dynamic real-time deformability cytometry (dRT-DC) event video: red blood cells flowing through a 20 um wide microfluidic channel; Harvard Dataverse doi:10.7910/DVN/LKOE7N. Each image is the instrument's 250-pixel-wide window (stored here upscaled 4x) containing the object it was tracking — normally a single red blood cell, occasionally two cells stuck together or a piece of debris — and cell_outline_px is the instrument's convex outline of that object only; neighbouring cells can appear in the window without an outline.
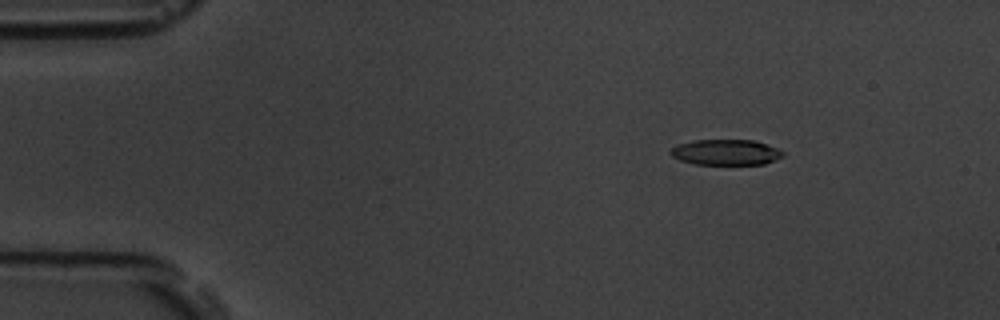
{"species": "common noctule bat (a hibernating species)", "species_latin": "Nyctalus noctula", "temperature_condition": "room temperature", "stored_images_in_passage": 58, "camera_frame_rate_fps": 3000, "um_per_image_px": 0.085, "animal": {"sex": "male", "body_mass_g": 19.5, "forearm_length_mm": 54.6}, "frame": {"image": 1, "passage_image": 9, "time_ms": 2.667, "image_size_px": [1000, 320], "cell_outline_px": [[784, 156], [764, 164], [692, 164], [680, 160], [672, 156], [668, 152], [676, 144], [696, 140], [752, 140], [776, 148], [784, 152]], "centroid_in_image_um": [61.65, 12.94], "position_along_channel_um": 23.3, "area_um2": 16.7}}
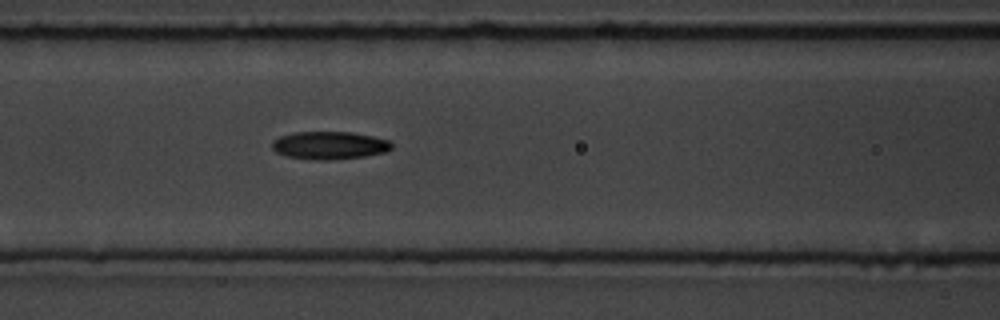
{"frame": {"image": 2, "passage_image": 25, "time_ms": 8.0, "image_size_px": [1000, 320], "cell_outline_px": [[392, 148], [388, 152], [364, 156], [328, 160], [316, 160], [284, 156], [276, 152], [272, 148], [272, 140], [280, 136], [292, 132], [352, 132], [372, 136], [388, 140], [392, 144]], "centroid_in_image_um": [27.98, 12.35], "position_along_channel_um": 138.6, "area_um2": 19.54}}
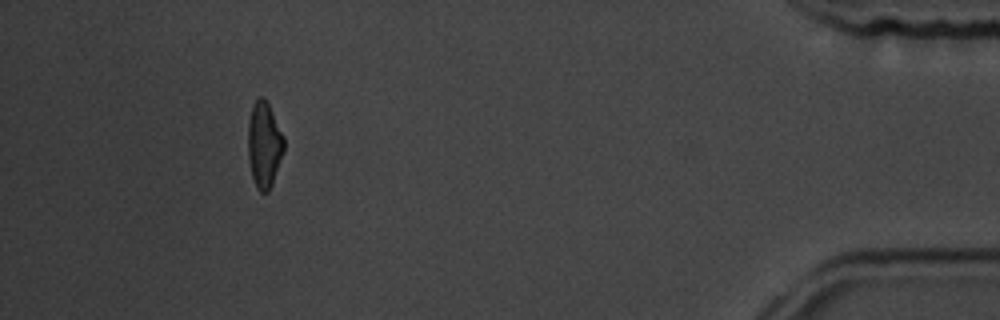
{"frame": {"image": 3, "passage_image": 53, "time_ms": 17.333, "image_size_px": [1000, 320], "cell_outline_px": [[284, 152], [272, 184], [268, 192], [260, 192], [256, 188], [252, 176], [248, 160], [248, 120], [252, 108], [256, 100], [260, 96], [264, 96], [284, 136]], "centroid_in_image_um": [22.45, 12.32], "position_along_channel_um": 412.7, "area_um2": 18.03}, "authors_computed_cell_mechanics": {"area_um2": 18.4093, "velocity_mm_per_s": 3.6114, "shape_relaxation_time_tau1_ms": 4.9841, "shape_relaxation_time_tau2_ms": 3.8988, "deformation_change_tau1": 0.146, "deformation_change_tau2": 0.1278}}